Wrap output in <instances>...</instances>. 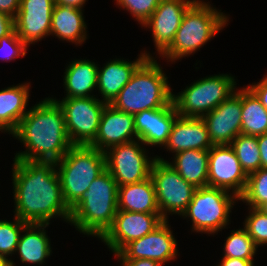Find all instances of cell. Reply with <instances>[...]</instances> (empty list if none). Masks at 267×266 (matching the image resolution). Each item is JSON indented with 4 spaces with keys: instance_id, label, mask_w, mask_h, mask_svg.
I'll return each instance as SVG.
<instances>
[{
    "instance_id": "1",
    "label": "cell",
    "mask_w": 267,
    "mask_h": 266,
    "mask_svg": "<svg viewBox=\"0 0 267 266\" xmlns=\"http://www.w3.org/2000/svg\"><path fill=\"white\" fill-rule=\"evenodd\" d=\"M13 161L14 216L33 224H50L57 217L69 223L71 209L64 201L55 163Z\"/></svg>"
},
{
    "instance_id": "2",
    "label": "cell",
    "mask_w": 267,
    "mask_h": 266,
    "mask_svg": "<svg viewBox=\"0 0 267 266\" xmlns=\"http://www.w3.org/2000/svg\"><path fill=\"white\" fill-rule=\"evenodd\" d=\"M25 145L14 159L58 162L73 146L65 126L61 106L52 97L36 103L11 134Z\"/></svg>"
},
{
    "instance_id": "3",
    "label": "cell",
    "mask_w": 267,
    "mask_h": 266,
    "mask_svg": "<svg viewBox=\"0 0 267 266\" xmlns=\"http://www.w3.org/2000/svg\"><path fill=\"white\" fill-rule=\"evenodd\" d=\"M117 211L118 185L105 170L71 209L69 223L80 233L100 239L113 224Z\"/></svg>"
},
{
    "instance_id": "4",
    "label": "cell",
    "mask_w": 267,
    "mask_h": 266,
    "mask_svg": "<svg viewBox=\"0 0 267 266\" xmlns=\"http://www.w3.org/2000/svg\"><path fill=\"white\" fill-rule=\"evenodd\" d=\"M154 57H148L133 73L130 81L110 104L116 110L136 114L167 106L173 92L168 77Z\"/></svg>"
},
{
    "instance_id": "5",
    "label": "cell",
    "mask_w": 267,
    "mask_h": 266,
    "mask_svg": "<svg viewBox=\"0 0 267 266\" xmlns=\"http://www.w3.org/2000/svg\"><path fill=\"white\" fill-rule=\"evenodd\" d=\"M211 6L209 2L196 0L184 13L172 43L160 57L175 62L194 54L228 25V16Z\"/></svg>"
},
{
    "instance_id": "6",
    "label": "cell",
    "mask_w": 267,
    "mask_h": 266,
    "mask_svg": "<svg viewBox=\"0 0 267 266\" xmlns=\"http://www.w3.org/2000/svg\"><path fill=\"white\" fill-rule=\"evenodd\" d=\"M55 167L64 201L72 209L92 181L106 170L105 153L90 145H73Z\"/></svg>"
},
{
    "instance_id": "7",
    "label": "cell",
    "mask_w": 267,
    "mask_h": 266,
    "mask_svg": "<svg viewBox=\"0 0 267 266\" xmlns=\"http://www.w3.org/2000/svg\"><path fill=\"white\" fill-rule=\"evenodd\" d=\"M237 200L235 194L222 188H196L181 216L192 221V231L214 235L229 225V215Z\"/></svg>"
},
{
    "instance_id": "8",
    "label": "cell",
    "mask_w": 267,
    "mask_h": 266,
    "mask_svg": "<svg viewBox=\"0 0 267 266\" xmlns=\"http://www.w3.org/2000/svg\"><path fill=\"white\" fill-rule=\"evenodd\" d=\"M236 85L230 74L207 76L173 94L172 100L180 116L203 118L236 92Z\"/></svg>"
},
{
    "instance_id": "9",
    "label": "cell",
    "mask_w": 267,
    "mask_h": 266,
    "mask_svg": "<svg viewBox=\"0 0 267 266\" xmlns=\"http://www.w3.org/2000/svg\"><path fill=\"white\" fill-rule=\"evenodd\" d=\"M150 177L155 186L156 201L163 219L168 220V214L181 216L192 200L196 188L185 181L167 160L159 156H156L151 166Z\"/></svg>"
},
{
    "instance_id": "10",
    "label": "cell",
    "mask_w": 267,
    "mask_h": 266,
    "mask_svg": "<svg viewBox=\"0 0 267 266\" xmlns=\"http://www.w3.org/2000/svg\"><path fill=\"white\" fill-rule=\"evenodd\" d=\"M61 106L68 137L73 145H90L96 138L107 105L96 97L53 98Z\"/></svg>"
},
{
    "instance_id": "11",
    "label": "cell",
    "mask_w": 267,
    "mask_h": 266,
    "mask_svg": "<svg viewBox=\"0 0 267 266\" xmlns=\"http://www.w3.org/2000/svg\"><path fill=\"white\" fill-rule=\"evenodd\" d=\"M139 140L108 148L105 153L106 170L119 186L138 183L150 177L156 157H149Z\"/></svg>"
},
{
    "instance_id": "12",
    "label": "cell",
    "mask_w": 267,
    "mask_h": 266,
    "mask_svg": "<svg viewBox=\"0 0 267 266\" xmlns=\"http://www.w3.org/2000/svg\"><path fill=\"white\" fill-rule=\"evenodd\" d=\"M163 221L161 214L118 210L113 224L100 240L116 255L131 241L149 234Z\"/></svg>"
},
{
    "instance_id": "13",
    "label": "cell",
    "mask_w": 267,
    "mask_h": 266,
    "mask_svg": "<svg viewBox=\"0 0 267 266\" xmlns=\"http://www.w3.org/2000/svg\"><path fill=\"white\" fill-rule=\"evenodd\" d=\"M177 245L168 220H164L149 234L131 241L115 256L119 260L150 259L164 265L171 260L175 261Z\"/></svg>"
},
{
    "instance_id": "14",
    "label": "cell",
    "mask_w": 267,
    "mask_h": 266,
    "mask_svg": "<svg viewBox=\"0 0 267 266\" xmlns=\"http://www.w3.org/2000/svg\"><path fill=\"white\" fill-rule=\"evenodd\" d=\"M208 186L243 194L248 175L242 169L232 146L214 145L209 149Z\"/></svg>"
},
{
    "instance_id": "15",
    "label": "cell",
    "mask_w": 267,
    "mask_h": 266,
    "mask_svg": "<svg viewBox=\"0 0 267 266\" xmlns=\"http://www.w3.org/2000/svg\"><path fill=\"white\" fill-rule=\"evenodd\" d=\"M242 89L234 92L203 119L212 145H229L241 134Z\"/></svg>"
},
{
    "instance_id": "16",
    "label": "cell",
    "mask_w": 267,
    "mask_h": 266,
    "mask_svg": "<svg viewBox=\"0 0 267 266\" xmlns=\"http://www.w3.org/2000/svg\"><path fill=\"white\" fill-rule=\"evenodd\" d=\"M55 0H21L14 19L18 37L29 47L50 35Z\"/></svg>"
},
{
    "instance_id": "17",
    "label": "cell",
    "mask_w": 267,
    "mask_h": 266,
    "mask_svg": "<svg viewBox=\"0 0 267 266\" xmlns=\"http://www.w3.org/2000/svg\"><path fill=\"white\" fill-rule=\"evenodd\" d=\"M196 0H161L142 27L152 31L157 53L160 55L173 41L187 9Z\"/></svg>"
},
{
    "instance_id": "18",
    "label": "cell",
    "mask_w": 267,
    "mask_h": 266,
    "mask_svg": "<svg viewBox=\"0 0 267 266\" xmlns=\"http://www.w3.org/2000/svg\"><path fill=\"white\" fill-rule=\"evenodd\" d=\"M133 116L138 139L146 146L162 147L166 144L179 114L172 100L165 107L144 110Z\"/></svg>"
},
{
    "instance_id": "19",
    "label": "cell",
    "mask_w": 267,
    "mask_h": 266,
    "mask_svg": "<svg viewBox=\"0 0 267 266\" xmlns=\"http://www.w3.org/2000/svg\"><path fill=\"white\" fill-rule=\"evenodd\" d=\"M137 139L134 116L107 104L101 115L97 136L90 146L105 152L112 146Z\"/></svg>"
},
{
    "instance_id": "20",
    "label": "cell",
    "mask_w": 267,
    "mask_h": 266,
    "mask_svg": "<svg viewBox=\"0 0 267 266\" xmlns=\"http://www.w3.org/2000/svg\"><path fill=\"white\" fill-rule=\"evenodd\" d=\"M212 146L203 118L179 115L163 148L176 154L185 150H209Z\"/></svg>"
},
{
    "instance_id": "21",
    "label": "cell",
    "mask_w": 267,
    "mask_h": 266,
    "mask_svg": "<svg viewBox=\"0 0 267 266\" xmlns=\"http://www.w3.org/2000/svg\"><path fill=\"white\" fill-rule=\"evenodd\" d=\"M135 61L113 59L102 68L98 66L97 90L102 101L111 104L121 89L130 81L136 69L148 58L153 57L146 51L142 52Z\"/></svg>"
},
{
    "instance_id": "22",
    "label": "cell",
    "mask_w": 267,
    "mask_h": 266,
    "mask_svg": "<svg viewBox=\"0 0 267 266\" xmlns=\"http://www.w3.org/2000/svg\"><path fill=\"white\" fill-rule=\"evenodd\" d=\"M30 82L0 90V131L12 134L28 112Z\"/></svg>"
},
{
    "instance_id": "23",
    "label": "cell",
    "mask_w": 267,
    "mask_h": 266,
    "mask_svg": "<svg viewBox=\"0 0 267 266\" xmlns=\"http://www.w3.org/2000/svg\"><path fill=\"white\" fill-rule=\"evenodd\" d=\"M86 28L82 9L54 5L50 35H55L62 41L82 45L87 38Z\"/></svg>"
},
{
    "instance_id": "24",
    "label": "cell",
    "mask_w": 267,
    "mask_h": 266,
    "mask_svg": "<svg viewBox=\"0 0 267 266\" xmlns=\"http://www.w3.org/2000/svg\"><path fill=\"white\" fill-rule=\"evenodd\" d=\"M48 226L33 223L24 226L15 252L22 263L43 265L46 258L52 255L51 242L45 230Z\"/></svg>"
},
{
    "instance_id": "25",
    "label": "cell",
    "mask_w": 267,
    "mask_h": 266,
    "mask_svg": "<svg viewBox=\"0 0 267 266\" xmlns=\"http://www.w3.org/2000/svg\"><path fill=\"white\" fill-rule=\"evenodd\" d=\"M118 210L160 214L152 178L149 177L142 182L119 186Z\"/></svg>"
},
{
    "instance_id": "26",
    "label": "cell",
    "mask_w": 267,
    "mask_h": 266,
    "mask_svg": "<svg viewBox=\"0 0 267 266\" xmlns=\"http://www.w3.org/2000/svg\"><path fill=\"white\" fill-rule=\"evenodd\" d=\"M64 72V87L66 96L74 97H95L91 95L97 87L98 65L88 59H76L66 67ZM94 95V96H93Z\"/></svg>"
},
{
    "instance_id": "27",
    "label": "cell",
    "mask_w": 267,
    "mask_h": 266,
    "mask_svg": "<svg viewBox=\"0 0 267 266\" xmlns=\"http://www.w3.org/2000/svg\"><path fill=\"white\" fill-rule=\"evenodd\" d=\"M167 161L179 175L195 188L208 186L209 150H185Z\"/></svg>"
},
{
    "instance_id": "28",
    "label": "cell",
    "mask_w": 267,
    "mask_h": 266,
    "mask_svg": "<svg viewBox=\"0 0 267 266\" xmlns=\"http://www.w3.org/2000/svg\"><path fill=\"white\" fill-rule=\"evenodd\" d=\"M241 134L259 136L267 133V109L246 86L242 88Z\"/></svg>"
},
{
    "instance_id": "29",
    "label": "cell",
    "mask_w": 267,
    "mask_h": 266,
    "mask_svg": "<svg viewBox=\"0 0 267 266\" xmlns=\"http://www.w3.org/2000/svg\"><path fill=\"white\" fill-rule=\"evenodd\" d=\"M230 145L247 175L261 168L257 136L239 134Z\"/></svg>"
},
{
    "instance_id": "30",
    "label": "cell",
    "mask_w": 267,
    "mask_h": 266,
    "mask_svg": "<svg viewBox=\"0 0 267 266\" xmlns=\"http://www.w3.org/2000/svg\"><path fill=\"white\" fill-rule=\"evenodd\" d=\"M225 241L223 257L254 260L258 247L245 228L232 230Z\"/></svg>"
},
{
    "instance_id": "31",
    "label": "cell",
    "mask_w": 267,
    "mask_h": 266,
    "mask_svg": "<svg viewBox=\"0 0 267 266\" xmlns=\"http://www.w3.org/2000/svg\"><path fill=\"white\" fill-rule=\"evenodd\" d=\"M239 201L251 208H260L267 202V168H260L248 175L246 188Z\"/></svg>"
},
{
    "instance_id": "32",
    "label": "cell",
    "mask_w": 267,
    "mask_h": 266,
    "mask_svg": "<svg viewBox=\"0 0 267 266\" xmlns=\"http://www.w3.org/2000/svg\"><path fill=\"white\" fill-rule=\"evenodd\" d=\"M26 224L16 216L12 222L0 220V254L10 259L9 256L16 252L21 232Z\"/></svg>"
},
{
    "instance_id": "33",
    "label": "cell",
    "mask_w": 267,
    "mask_h": 266,
    "mask_svg": "<svg viewBox=\"0 0 267 266\" xmlns=\"http://www.w3.org/2000/svg\"><path fill=\"white\" fill-rule=\"evenodd\" d=\"M248 208L250 211L243 222L244 228L257 247L267 245V213L259 208Z\"/></svg>"
},
{
    "instance_id": "34",
    "label": "cell",
    "mask_w": 267,
    "mask_h": 266,
    "mask_svg": "<svg viewBox=\"0 0 267 266\" xmlns=\"http://www.w3.org/2000/svg\"><path fill=\"white\" fill-rule=\"evenodd\" d=\"M161 0H116L117 6L130 12L140 25L153 14Z\"/></svg>"
},
{
    "instance_id": "35",
    "label": "cell",
    "mask_w": 267,
    "mask_h": 266,
    "mask_svg": "<svg viewBox=\"0 0 267 266\" xmlns=\"http://www.w3.org/2000/svg\"><path fill=\"white\" fill-rule=\"evenodd\" d=\"M28 46L18 37L15 29L0 39V60L11 61L26 55Z\"/></svg>"
},
{
    "instance_id": "36",
    "label": "cell",
    "mask_w": 267,
    "mask_h": 266,
    "mask_svg": "<svg viewBox=\"0 0 267 266\" xmlns=\"http://www.w3.org/2000/svg\"><path fill=\"white\" fill-rule=\"evenodd\" d=\"M267 109V75L261 81L247 86Z\"/></svg>"
},
{
    "instance_id": "37",
    "label": "cell",
    "mask_w": 267,
    "mask_h": 266,
    "mask_svg": "<svg viewBox=\"0 0 267 266\" xmlns=\"http://www.w3.org/2000/svg\"><path fill=\"white\" fill-rule=\"evenodd\" d=\"M21 0H0V12L15 19Z\"/></svg>"
},
{
    "instance_id": "38",
    "label": "cell",
    "mask_w": 267,
    "mask_h": 266,
    "mask_svg": "<svg viewBox=\"0 0 267 266\" xmlns=\"http://www.w3.org/2000/svg\"><path fill=\"white\" fill-rule=\"evenodd\" d=\"M15 29L14 18L0 12V39Z\"/></svg>"
},
{
    "instance_id": "39",
    "label": "cell",
    "mask_w": 267,
    "mask_h": 266,
    "mask_svg": "<svg viewBox=\"0 0 267 266\" xmlns=\"http://www.w3.org/2000/svg\"><path fill=\"white\" fill-rule=\"evenodd\" d=\"M259 146L261 168H267V133L257 136Z\"/></svg>"
},
{
    "instance_id": "40",
    "label": "cell",
    "mask_w": 267,
    "mask_h": 266,
    "mask_svg": "<svg viewBox=\"0 0 267 266\" xmlns=\"http://www.w3.org/2000/svg\"><path fill=\"white\" fill-rule=\"evenodd\" d=\"M217 266H254V260L223 257Z\"/></svg>"
},
{
    "instance_id": "41",
    "label": "cell",
    "mask_w": 267,
    "mask_h": 266,
    "mask_svg": "<svg viewBox=\"0 0 267 266\" xmlns=\"http://www.w3.org/2000/svg\"><path fill=\"white\" fill-rule=\"evenodd\" d=\"M122 266H163L161 263L150 259L120 260Z\"/></svg>"
},
{
    "instance_id": "42",
    "label": "cell",
    "mask_w": 267,
    "mask_h": 266,
    "mask_svg": "<svg viewBox=\"0 0 267 266\" xmlns=\"http://www.w3.org/2000/svg\"><path fill=\"white\" fill-rule=\"evenodd\" d=\"M86 1L87 0H55V4L83 9Z\"/></svg>"
},
{
    "instance_id": "43",
    "label": "cell",
    "mask_w": 267,
    "mask_h": 266,
    "mask_svg": "<svg viewBox=\"0 0 267 266\" xmlns=\"http://www.w3.org/2000/svg\"><path fill=\"white\" fill-rule=\"evenodd\" d=\"M0 266H15V263L5 255L0 254Z\"/></svg>"
},
{
    "instance_id": "44",
    "label": "cell",
    "mask_w": 267,
    "mask_h": 266,
    "mask_svg": "<svg viewBox=\"0 0 267 266\" xmlns=\"http://www.w3.org/2000/svg\"><path fill=\"white\" fill-rule=\"evenodd\" d=\"M259 209L262 210L264 213H267V202L264 203Z\"/></svg>"
}]
</instances>
